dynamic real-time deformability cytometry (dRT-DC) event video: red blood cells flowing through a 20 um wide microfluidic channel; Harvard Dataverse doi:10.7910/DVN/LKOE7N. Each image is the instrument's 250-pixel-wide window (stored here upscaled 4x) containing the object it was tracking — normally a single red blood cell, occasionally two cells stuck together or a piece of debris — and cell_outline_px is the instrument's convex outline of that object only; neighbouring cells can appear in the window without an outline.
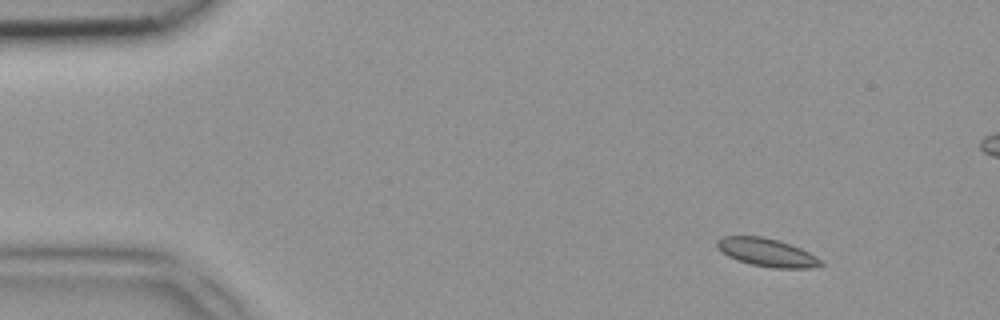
{"species": "common noctule bat (a hibernating species)", "species_latin": "Nyctalus noctula", "temperature_condition": "room temperature", "stored_images_in_passage": 4, "camera_frame_rate_fps": 3000, "um_per_image_px": 0.085, "animal": {"sex": "female", "body_mass_g": 18.4}, "frame": {"image": 1, "passage_image": 1, "time_ms": 0.0, "image_size_px": [1000, 320], "cell_outline_px": [[824, 264], [812, 268], [772, 268], [752, 264], [728, 256], [716, 248], [716, 240], [724, 236], [760, 236], [780, 240], [800, 248], [816, 256]], "centroid_in_image_um": [65.17, 21.45], "position_along_channel_um": 19.8, "area_um2": 16.94}}